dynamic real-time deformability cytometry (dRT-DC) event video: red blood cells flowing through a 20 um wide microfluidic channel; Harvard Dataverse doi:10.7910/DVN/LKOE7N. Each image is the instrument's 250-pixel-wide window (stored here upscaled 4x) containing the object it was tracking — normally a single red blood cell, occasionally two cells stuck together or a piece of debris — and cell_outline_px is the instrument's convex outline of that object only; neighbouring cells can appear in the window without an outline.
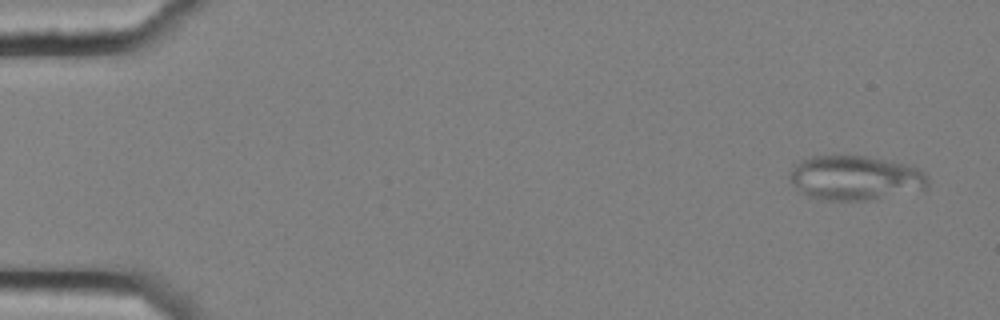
{"species": "common noctule bat (a hibernating species)", "species_latin": "Nyctalus noctula", "temperature_condition": "cold", "stored_images_in_passage": 4, "camera_frame_rate_fps": 3000, "um_per_image_px": 0.085, "animal": {"sex": "female", "body_mass_g": 25.1}, "frame": {"image": 1, "passage_image": 1, "time_ms": 0.0, "image_size_px": [1000, 320], "cell_outline_px": [[928, 184], [924, 188], [864, 200], [820, 200], [808, 196], [788, 176], [792, 168], [796, 164], [812, 156], [864, 156], [892, 160], [916, 168], [924, 172], [928, 176]], "centroid_in_image_um": [72.69, 15.1], "position_along_channel_um": 12.3, "area_um2": 34.97}}